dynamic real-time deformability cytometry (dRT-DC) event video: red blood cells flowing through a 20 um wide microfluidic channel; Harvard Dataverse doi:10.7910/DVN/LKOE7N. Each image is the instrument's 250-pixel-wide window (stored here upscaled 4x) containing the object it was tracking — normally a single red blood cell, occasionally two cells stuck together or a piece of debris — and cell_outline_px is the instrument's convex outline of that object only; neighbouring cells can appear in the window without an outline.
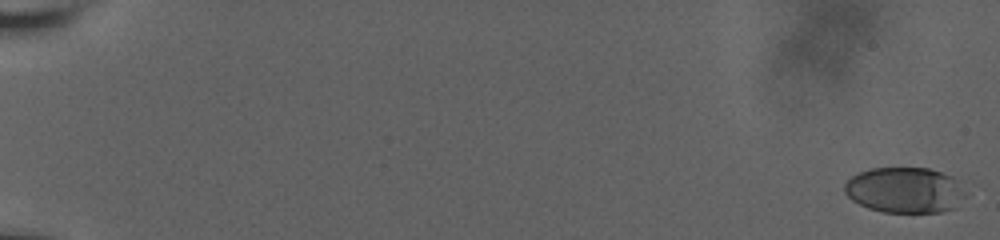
{"species": "human", "species_latin": "Homo sapiens", "temperature_condition": "room temperature", "stored_images_in_passage": 16, "camera_frame_rate_fps": 3000, "um_per_image_px": 0.085, "donor": {"sex": "male"}, "frame": {"image": 1, "passage_image": 1, "time_ms": 0.0, "image_size_px": [1000, 240], "cell_outline_px": [[964, 196], [956, 208], [940, 212], [884, 212], [868, 208], [852, 200], [844, 192], [844, 184], [852, 176], [860, 172], [872, 168], [928, 168], [952, 176], [956, 180], [964, 192]], "centroid_in_image_um": [76.89, 16.16], "position_along_channel_um": 8.1, "area_um2": 32.02}}